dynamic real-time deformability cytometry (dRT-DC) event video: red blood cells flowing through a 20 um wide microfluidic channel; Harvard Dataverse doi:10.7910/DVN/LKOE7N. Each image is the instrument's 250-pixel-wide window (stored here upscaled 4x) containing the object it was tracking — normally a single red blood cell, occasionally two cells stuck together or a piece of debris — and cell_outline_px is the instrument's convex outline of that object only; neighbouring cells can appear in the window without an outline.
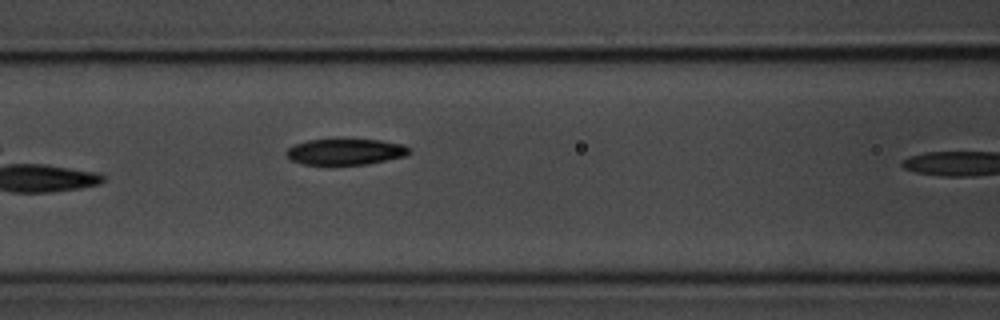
{"species": "common noctule bat (a hibernating species)", "species_latin": "Nyctalus noctula", "temperature_condition": "room temperature", "stored_images_in_passage": 7, "segment_of_instrument_passage": [1, 2], "camera_frame_rate_fps": 3000, "um_per_image_px": 0.085, "animal": {"sex": "male", "body_mass_g": 20.1, "forearm_length_mm": 53.5}, "frame": {"image": 1, "passage_image": 6, "time_ms": 6.667, "image_size_px": [1000, 320], "cell_outline_px": [[412, 152], [404, 156], [368, 164], [300, 164], [288, 160], [284, 152], [288, 148], [296, 144], [308, 140], [380, 140], [404, 144], [412, 148]], "centroid_in_image_um": [29.36, 12.9], "position_along_channel_um": 137.2, "area_um2": 18.67}}